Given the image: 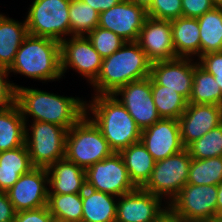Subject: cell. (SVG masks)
<instances>
[{
	"label": "cell",
	"mask_w": 222,
	"mask_h": 222,
	"mask_svg": "<svg viewBox=\"0 0 222 222\" xmlns=\"http://www.w3.org/2000/svg\"><path fill=\"white\" fill-rule=\"evenodd\" d=\"M16 103L25 124L32 121L54 123L69 130L86 114V101L17 85Z\"/></svg>",
	"instance_id": "6da1fadb"
},
{
	"label": "cell",
	"mask_w": 222,
	"mask_h": 222,
	"mask_svg": "<svg viewBox=\"0 0 222 222\" xmlns=\"http://www.w3.org/2000/svg\"><path fill=\"white\" fill-rule=\"evenodd\" d=\"M151 64L137 42H125L120 49L102 60L99 74L91 83L94 95H112L130 82L148 78Z\"/></svg>",
	"instance_id": "7a4b0ae2"
},
{
	"label": "cell",
	"mask_w": 222,
	"mask_h": 222,
	"mask_svg": "<svg viewBox=\"0 0 222 222\" xmlns=\"http://www.w3.org/2000/svg\"><path fill=\"white\" fill-rule=\"evenodd\" d=\"M92 98L89 103L86 101V114L99 127L115 153L141 140V129L113 95H94Z\"/></svg>",
	"instance_id": "3957f363"
},
{
	"label": "cell",
	"mask_w": 222,
	"mask_h": 222,
	"mask_svg": "<svg viewBox=\"0 0 222 222\" xmlns=\"http://www.w3.org/2000/svg\"><path fill=\"white\" fill-rule=\"evenodd\" d=\"M8 70L45 82L61 79L60 43L28 34Z\"/></svg>",
	"instance_id": "277c9868"
},
{
	"label": "cell",
	"mask_w": 222,
	"mask_h": 222,
	"mask_svg": "<svg viewBox=\"0 0 222 222\" xmlns=\"http://www.w3.org/2000/svg\"><path fill=\"white\" fill-rule=\"evenodd\" d=\"M113 153L101 130L87 114L67 132L65 158L85 170Z\"/></svg>",
	"instance_id": "5b68a950"
},
{
	"label": "cell",
	"mask_w": 222,
	"mask_h": 222,
	"mask_svg": "<svg viewBox=\"0 0 222 222\" xmlns=\"http://www.w3.org/2000/svg\"><path fill=\"white\" fill-rule=\"evenodd\" d=\"M27 125L29 122L25 124V145L34 167L48 168L65 158L67 129L41 121H33L31 126Z\"/></svg>",
	"instance_id": "8992f818"
},
{
	"label": "cell",
	"mask_w": 222,
	"mask_h": 222,
	"mask_svg": "<svg viewBox=\"0 0 222 222\" xmlns=\"http://www.w3.org/2000/svg\"><path fill=\"white\" fill-rule=\"evenodd\" d=\"M71 0H33L25 19L28 34L63 41L70 36Z\"/></svg>",
	"instance_id": "52a82bcc"
},
{
	"label": "cell",
	"mask_w": 222,
	"mask_h": 222,
	"mask_svg": "<svg viewBox=\"0 0 222 222\" xmlns=\"http://www.w3.org/2000/svg\"><path fill=\"white\" fill-rule=\"evenodd\" d=\"M191 161L192 157L186 148L156 161L151 176L142 189L167 199L168 205L187 184Z\"/></svg>",
	"instance_id": "ba28073f"
},
{
	"label": "cell",
	"mask_w": 222,
	"mask_h": 222,
	"mask_svg": "<svg viewBox=\"0 0 222 222\" xmlns=\"http://www.w3.org/2000/svg\"><path fill=\"white\" fill-rule=\"evenodd\" d=\"M216 205L217 185L186 184L168 207L185 222H214Z\"/></svg>",
	"instance_id": "9c48e42d"
},
{
	"label": "cell",
	"mask_w": 222,
	"mask_h": 222,
	"mask_svg": "<svg viewBox=\"0 0 222 222\" xmlns=\"http://www.w3.org/2000/svg\"><path fill=\"white\" fill-rule=\"evenodd\" d=\"M86 187L116 197L137 189L132 183L124 160L119 153L97 162L86 170Z\"/></svg>",
	"instance_id": "30bf717a"
},
{
	"label": "cell",
	"mask_w": 222,
	"mask_h": 222,
	"mask_svg": "<svg viewBox=\"0 0 222 222\" xmlns=\"http://www.w3.org/2000/svg\"><path fill=\"white\" fill-rule=\"evenodd\" d=\"M112 95L127 109L141 130L161 119L154 104L150 76L130 82L118 88Z\"/></svg>",
	"instance_id": "8fae6325"
},
{
	"label": "cell",
	"mask_w": 222,
	"mask_h": 222,
	"mask_svg": "<svg viewBox=\"0 0 222 222\" xmlns=\"http://www.w3.org/2000/svg\"><path fill=\"white\" fill-rule=\"evenodd\" d=\"M61 73L70 67L92 83L98 76L103 58L87 36H71L60 42Z\"/></svg>",
	"instance_id": "7c38bea8"
},
{
	"label": "cell",
	"mask_w": 222,
	"mask_h": 222,
	"mask_svg": "<svg viewBox=\"0 0 222 222\" xmlns=\"http://www.w3.org/2000/svg\"><path fill=\"white\" fill-rule=\"evenodd\" d=\"M161 197L137 188L117 199L116 222H156L167 210ZM162 206V207H161Z\"/></svg>",
	"instance_id": "4fadbf2b"
},
{
	"label": "cell",
	"mask_w": 222,
	"mask_h": 222,
	"mask_svg": "<svg viewBox=\"0 0 222 222\" xmlns=\"http://www.w3.org/2000/svg\"><path fill=\"white\" fill-rule=\"evenodd\" d=\"M147 10L129 0L99 13L98 26L114 32L126 42H137L147 18Z\"/></svg>",
	"instance_id": "5bb4252c"
},
{
	"label": "cell",
	"mask_w": 222,
	"mask_h": 222,
	"mask_svg": "<svg viewBox=\"0 0 222 222\" xmlns=\"http://www.w3.org/2000/svg\"><path fill=\"white\" fill-rule=\"evenodd\" d=\"M7 194L16 212L47 206V168L34 167L29 172L22 174L7 191Z\"/></svg>",
	"instance_id": "9a60e30c"
},
{
	"label": "cell",
	"mask_w": 222,
	"mask_h": 222,
	"mask_svg": "<svg viewBox=\"0 0 222 222\" xmlns=\"http://www.w3.org/2000/svg\"><path fill=\"white\" fill-rule=\"evenodd\" d=\"M140 141L155 161L163 160L185 149L177 119L161 118L152 126L141 130Z\"/></svg>",
	"instance_id": "2e32d148"
},
{
	"label": "cell",
	"mask_w": 222,
	"mask_h": 222,
	"mask_svg": "<svg viewBox=\"0 0 222 222\" xmlns=\"http://www.w3.org/2000/svg\"><path fill=\"white\" fill-rule=\"evenodd\" d=\"M137 43L151 62L177 58L169 20L147 17L140 30Z\"/></svg>",
	"instance_id": "e0dca14e"
},
{
	"label": "cell",
	"mask_w": 222,
	"mask_h": 222,
	"mask_svg": "<svg viewBox=\"0 0 222 222\" xmlns=\"http://www.w3.org/2000/svg\"><path fill=\"white\" fill-rule=\"evenodd\" d=\"M193 60L191 58H176L174 60L152 62L150 77L158 85L175 90L188 101L193 86L195 69Z\"/></svg>",
	"instance_id": "ac0fdd59"
},
{
	"label": "cell",
	"mask_w": 222,
	"mask_h": 222,
	"mask_svg": "<svg viewBox=\"0 0 222 222\" xmlns=\"http://www.w3.org/2000/svg\"><path fill=\"white\" fill-rule=\"evenodd\" d=\"M178 121L181 141L186 148L222 123V106L188 103Z\"/></svg>",
	"instance_id": "d6986e66"
},
{
	"label": "cell",
	"mask_w": 222,
	"mask_h": 222,
	"mask_svg": "<svg viewBox=\"0 0 222 222\" xmlns=\"http://www.w3.org/2000/svg\"><path fill=\"white\" fill-rule=\"evenodd\" d=\"M47 172L48 194L82 193L86 187L85 169L66 158L51 164Z\"/></svg>",
	"instance_id": "ffe728a7"
},
{
	"label": "cell",
	"mask_w": 222,
	"mask_h": 222,
	"mask_svg": "<svg viewBox=\"0 0 222 222\" xmlns=\"http://www.w3.org/2000/svg\"><path fill=\"white\" fill-rule=\"evenodd\" d=\"M171 27L177 58H199L200 30L197 18L181 16L171 21Z\"/></svg>",
	"instance_id": "44dd1931"
},
{
	"label": "cell",
	"mask_w": 222,
	"mask_h": 222,
	"mask_svg": "<svg viewBox=\"0 0 222 222\" xmlns=\"http://www.w3.org/2000/svg\"><path fill=\"white\" fill-rule=\"evenodd\" d=\"M117 199L85 187L82 192V222H116Z\"/></svg>",
	"instance_id": "7402d4cb"
},
{
	"label": "cell",
	"mask_w": 222,
	"mask_h": 222,
	"mask_svg": "<svg viewBox=\"0 0 222 222\" xmlns=\"http://www.w3.org/2000/svg\"><path fill=\"white\" fill-rule=\"evenodd\" d=\"M32 168L26 145L0 152V191L7 192L22 174Z\"/></svg>",
	"instance_id": "603a6c76"
},
{
	"label": "cell",
	"mask_w": 222,
	"mask_h": 222,
	"mask_svg": "<svg viewBox=\"0 0 222 222\" xmlns=\"http://www.w3.org/2000/svg\"><path fill=\"white\" fill-rule=\"evenodd\" d=\"M119 154L124 160L132 183L137 188H142L149 180L155 166L156 161L152 155L141 141L124 148Z\"/></svg>",
	"instance_id": "cb8c5ba5"
},
{
	"label": "cell",
	"mask_w": 222,
	"mask_h": 222,
	"mask_svg": "<svg viewBox=\"0 0 222 222\" xmlns=\"http://www.w3.org/2000/svg\"><path fill=\"white\" fill-rule=\"evenodd\" d=\"M28 35L25 20L16 21L0 13V65L9 68Z\"/></svg>",
	"instance_id": "d4e9b609"
},
{
	"label": "cell",
	"mask_w": 222,
	"mask_h": 222,
	"mask_svg": "<svg viewBox=\"0 0 222 222\" xmlns=\"http://www.w3.org/2000/svg\"><path fill=\"white\" fill-rule=\"evenodd\" d=\"M25 145V120L17 103L0 109V152Z\"/></svg>",
	"instance_id": "484cf974"
},
{
	"label": "cell",
	"mask_w": 222,
	"mask_h": 222,
	"mask_svg": "<svg viewBox=\"0 0 222 222\" xmlns=\"http://www.w3.org/2000/svg\"><path fill=\"white\" fill-rule=\"evenodd\" d=\"M200 30V56L222 51V8L214 7L197 18Z\"/></svg>",
	"instance_id": "4316f807"
},
{
	"label": "cell",
	"mask_w": 222,
	"mask_h": 222,
	"mask_svg": "<svg viewBox=\"0 0 222 222\" xmlns=\"http://www.w3.org/2000/svg\"><path fill=\"white\" fill-rule=\"evenodd\" d=\"M188 103L222 106V90L214 76L195 61L193 86Z\"/></svg>",
	"instance_id": "83f0119b"
},
{
	"label": "cell",
	"mask_w": 222,
	"mask_h": 222,
	"mask_svg": "<svg viewBox=\"0 0 222 222\" xmlns=\"http://www.w3.org/2000/svg\"><path fill=\"white\" fill-rule=\"evenodd\" d=\"M152 96L161 118L178 120L188 105V101L182 95L166 86L158 85L153 79Z\"/></svg>",
	"instance_id": "f1b7e54d"
},
{
	"label": "cell",
	"mask_w": 222,
	"mask_h": 222,
	"mask_svg": "<svg viewBox=\"0 0 222 222\" xmlns=\"http://www.w3.org/2000/svg\"><path fill=\"white\" fill-rule=\"evenodd\" d=\"M70 36H87L99 23V12L81 0L69 5Z\"/></svg>",
	"instance_id": "f546056e"
},
{
	"label": "cell",
	"mask_w": 222,
	"mask_h": 222,
	"mask_svg": "<svg viewBox=\"0 0 222 222\" xmlns=\"http://www.w3.org/2000/svg\"><path fill=\"white\" fill-rule=\"evenodd\" d=\"M47 207L55 218L82 222V193L48 194Z\"/></svg>",
	"instance_id": "4dcf8cb0"
},
{
	"label": "cell",
	"mask_w": 222,
	"mask_h": 222,
	"mask_svg": "<svg viewBox=\"0 0 222 222\" xmlns=\"http://www.w3.org/2000/svg\"><path fill=\"white\" fill-rule=\"evenodd\" d=\"M222 181V157L192 158L187 184L218 185Z\"/></svg>",
	"instance_id": "1f68e13d"
},
{
	"label": "cell",
	"mask_w": 222,
	"mask_h": 222,
	"mask_svg": "<svg viewBox=\"0 0 222 222\" xmlns=\"http://www.w3.org/2000/svg\"><path fill=\"white\" fill-rule=\"evenodd\" d=\"M186 149L195 159L222 157V123L190 143Z\"/></svg>",
	"instance_id": "d6a6232c"
},
{
	"label": "cell",
	"mask_w": 222,
	"mask_h": 222,
	"mask_svg": "<svg viewBox=\"0 0 222 222\" xmlns=\"http://www.w3.org/2000/svg\"><path fill=\"white\" fill-rule=\"evenodd\" d=\"M87 38L91 41L94 49L103 59L112 55L126 42L114 32L99 26L90 32Z\"/></svg>",
	"instance_id": "836d02e7"
},
{
	"label": "cell",
	"mask_w": 222,
	"mask_h": 222,
	"mask_svg": "<svg viewBox=\"0 0 222 222\" xmlns=\"http://www.w3.org/2000/svg\"><path fill=\"white\" fill-rule=\"evenodd\" d=\"M147 16L158 20L177 19L182 16V0H153Z\"/></svg>",
	"instance_id": "e575fe53"
},
{
	"label": "cell",
	"mask_w": 222,
	"mask_h": 222,
	"mask_svg": "<svg viewBox=\"0 0 222 222\" xmlns=\"http://www.w3.org/2000/svg\"><path fill=\"white\" fill-rule=\"evenodd\" d=\"M8 68L0 65V109L8 108L16 103L17 85L9 81Z\"/></svg>",
	"instance_id": "d590c367"
},
{
	"label": "cell",
	"mask_w": 222,
	"mask_h": 222,
	"mask_svg": "<svg viewBox=\"0 0 222 222\" xmlns=\"http://www.w3.org/2000/svg\"><path fill=\"white\" fill-rule=\"evenodd\" d=\"M197 60L203 69L214 76L217 85L222 90V51L204 54Z\"/></svg>",
	"instance_id": "8d00e7d4"
},
{
	"label": "cell",
	"mask_w": 222,
	"mask_h": 222,
	"mask_svg": "<svg viewBox=\"0 0 222 222\" xmlns=\"http://www.w3.org/2000/svg\"><path fill=\"white\" fill-rule=\"evenodd\" d=\"M214 7L212 0H182V16L198 18Z\"/></svg>",
	"instance_id": "74e56055"
},
{
	"label": "cell",
	"mask_w": 222,
	"mask_h": 222,
	"mask_svg": "<svg viewBox=\"0 0 222 222\" xmlns=\"http://www.w3.org/2000/svg\"><path fill=\"white\" fill-rule=\"evenodd\" d=\"M52 217L48 207L44 206L38 209L16 212L13 222H50Z\"/></svg>",
	"instance_id": "f35d334b"
},
{
	"label": "cell",
	"mask_w": 222,
	"mask_h": 222,
	"mask_svg": "<svg viewBox=\"0 0 222 222\" xmlns=\"http://www.w3.org/2000/svg\"><path fill=\"white\" fill-rule=\"evenodd\" d=\"M16 211L7 192L0 191V222H13Z\"/></svg>",
	"instance_id": "ab89813d"
},
{
	"label": "cell",
	"mask_w": 222,
	"mask_h": 222,
	"mask_svg": "<svg viewBox=\"0 0 222 222\" xmlns=\"http://www.w3.org/2000/svg\"><path fill=\"white\" fill-rule=\"evenodd\" d=\"M81 1L86 4H89L93 9L101 13L119 4L122 0H81Z\"/></svg>",
	"instance_id": "60d3db41"
},
{
	"label": "cell",
	"mask_w": 222,
	"mask_h": 222,
	"mask_svg": "<svg viewBox=\"0 0 222 222\" xmlns=\"http://www.w3.org/2000/svg\"><path fill=\"white\" fill-rule=\"evenodd\" d=\"M156 222H185L167 210Z\"/></svg>",
	"instance_id": "b9f144b4"
},
{
	"label": "cell",
	"mask_w": 222,
	"mask_h": 222,
	"mask_svg": "<svg viewBox=\"0 0 222 222\" xmlns=\"http://www.w3.org/2000/svg\"><path fill=\"white\" fill-rule=\"evenodd\" d=\"M217 214L222 212V181L217 185Z\"/></svg>",
	"instance_id": "7bdbcfd3"
},
{
	"label": "cell",
	"mask_w": 222,
	"mask_h": 222,
	"mask_svg": "<svg viewBox=\"0 0 222 222\" xmlns=\"http://www.w3.org/2000/svg\"><path fill=\"white\" fill-rule=\"evenodd\" d=\"M131 2H133L134 4H137L139 6H142L143 8H145L146 10L151 6V4L153 3V0H129Z\"/></svg>",
	"instance_id": "ee69618b"
},
{
	"label": "cell",
	"mask_w": 222,
	"mask_h": 222,
	"mask_svg": "<svg viewBox=\"0 0 222 222\" xmlns=\"http://www.w3.org/2000/svg\"><path fill=\"white\" fill-rule=\"evenodd\" d=\"M215 7L222 8V0H212Z\"/></svg>",
	"instance_id": "f6af8a7d"
},
{
	"label": "cell",
	"mask_w": 222,
	"mask_h": 222,
	"mask_svg": "<svg viewBox=\"0 0 222 222\" xmlns=\"http://www.w3.org/2000/svg\"><path fill=\"white\" fill-rule=\"evenodd\" d=\"M50 222H68L66 220H62V219H59V218H55V217H52Z\"/></svg>",
	"instance_id": "bcb514c9"
},
{
	"label": "cell",
	"mask_w": 222,
	"mask_h": 222,
	"mask_svg": "<svg viewBox=\"0 0 222 222\" xmlns=\"http://www.w3.org/2000/svg\"><path fill=\"white\" fill-rule=\"evenodd\" d=\"M214 222H222V212L217 214V217Z\"/></svg>",
	"instance_id": "7dc6e473"
}]
</instances>
